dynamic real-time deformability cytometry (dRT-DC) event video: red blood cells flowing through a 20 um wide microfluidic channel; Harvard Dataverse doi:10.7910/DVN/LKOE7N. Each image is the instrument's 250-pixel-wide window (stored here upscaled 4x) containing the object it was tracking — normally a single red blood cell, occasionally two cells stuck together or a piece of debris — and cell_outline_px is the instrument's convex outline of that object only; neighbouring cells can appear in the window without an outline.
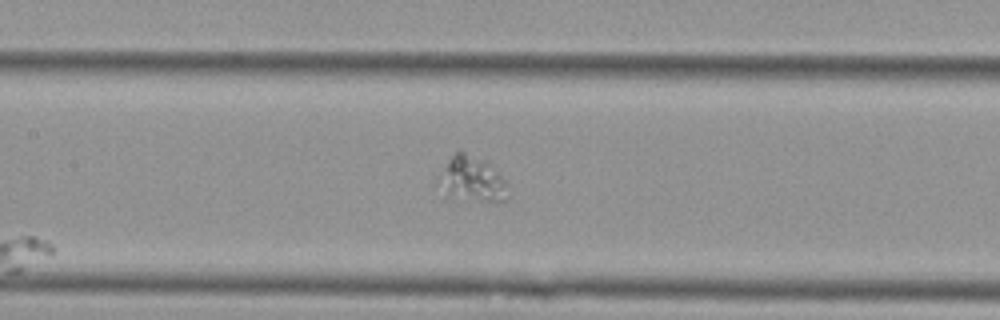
{"species": "Egyptian fruit bat (a non-hibernating species)", "species_latin": "Rousettus aegyptiacus", "temperature_condition": "cold", "stored_images_in_passage": 8, "camera_frame_rate_fps": 3000, "um_per_image_px": 0.085, "animal": {"sex": "female"}, "frame": {"image": 1, "passage_image": 8, "time_ms": 2.333, "image_size_px": [1000, 320], "cell_outline_px": [[508, 196], [500, 204], [496, 204], [448, 196], [448, 164], [452, 156], [460, 148], [484, 160], [508, 184]], "centroid_in_image_um": [40.36, 15.26], "position_along_channel_um": 167.0, "area_um2": 16.88}}